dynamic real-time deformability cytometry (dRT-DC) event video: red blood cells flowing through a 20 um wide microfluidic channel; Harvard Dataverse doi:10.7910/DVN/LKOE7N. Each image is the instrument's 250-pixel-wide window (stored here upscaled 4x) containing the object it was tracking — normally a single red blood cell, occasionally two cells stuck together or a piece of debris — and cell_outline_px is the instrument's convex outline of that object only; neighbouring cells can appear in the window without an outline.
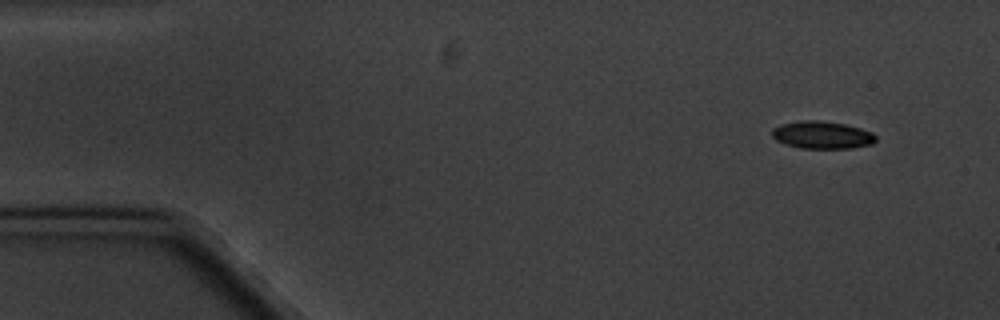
{"species": "common noctule bat (a hibernating species)", "species_latin": "Nyctalus noctula", "temperature_condition": "cold", "stored_images_in_passage": 7, "camera_frame_rate_fps": 3000, "um_per_image_px": 0.085, "animal": {"sex": "male", "body_mass_g": 20.1, "forearm_length_mm": 53.5}, "frame": {"image": 1, "passage_image": 2, "time_ms": 1.333, "image_size_px": [1000, 320], "cell_outline_px": [[876, 140], [872, 144], [852, 148], [800, 148], [776, 140], [772, 136], [772, 128], [780, 124], [800, 120], [820, 120], [844, 124], [860, 128], [872, 132], [876, 136]], "centroid_in_image_um": [69.88, 11.46], "position_along_channel_um": 15.1, "area_um2": 16.65}}